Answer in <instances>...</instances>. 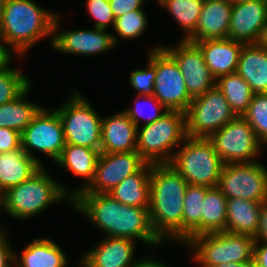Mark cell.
<instances>
[{
  "label": "cell",
  "instance_id": "obj_1",
  "mask_svg": "<svg viewBox=\"0 0 267 267\" xmlns=\"http://www.w3.org/2000/svg\"><path fill=\"white\" fill-rule=\"evenodd\" d=\"M71 206L103 230L105 237L140 240L148 246L163 242L153 230L149 208L121 204L108 193L77 194Z\"/></svg>",
  "mask_w": 267,
  "mask_h": 267
},
{
  "label": "cell",
  "instance_id": "obj_2",
  "mask_svg": "<svg viewBox=\"0 0 267 267\" xmlns=\"http://www.w3.org/2000/svg\"><path fill=\"white\" fill-rule=\"evenodd\" d=\"M150 182V220L163 241L182 244V217L188 183L169 164H152Z\"/></svg>",
  "mask_w": 267,
  "mask_h": 267
},
{
  "label": "cell",
  "instance_id": "obj_3",
  "mask_svg": "<svg viewBox=\"0 0 267 267\" xmlns=\"http://www.w3.org/2000/svg\"><path fill=\"white\" fill-rule=\"evenodd\" d=\"M56 15L32 0H6L0 39L20 58L47 36H50L52 47Z\"/></svg>",
  "mask_w": 267,
  "mask_h": 267
},
{
  "label": "cell",
  "instance_id": "obj_4",
  "mask_svg": "<svg viewBox=\"0 0 267 267\" xmlns=\"http://www.w3.org/2000/svg\"><path fill=\"white\" fill-rule=\"evenodd\" d=\"M42 167L30 179L9 188L0 197V208L9 216L26 220L42 213L48 206L63 200L72 204L71 190L57 183Z\"/></svg>",
  "mask_w": 267,
  "mask_h": 267
},
{
  "label": "cell",
  "instance_id": "obj_5",
  "mask_svg": "<svg viewBox=\"0 0 267 267\" xmlns=\"http://www.w3.org/2000/svg\"><path fill=\"white\" fill-rule=\"evenodd\" d=\"M140 128H137L136 151L147 163L169 164L175 153L171 150L187 137L186 114L167 111L158 120Z\"/></svg>",
  "mask_w": 267,
  "mask_h": 267
},
{
  "label": "cell",
  "instance_id": "obj_6",
  "mask_svg": "<svg viewBox=\"0 0 267 267\" xmlns=\"http://www.w3.org/2000/svg\"><path fill=\"white\" fill-rule=\"evenodd\" d=\"M169 165L188 184L216 187L223 167L219 155L208 138L186 137ZM176 150V151H175Z\"/></svg>",
  "mask_w": 267,
  "mask_h": 267
},
{
  "label": "cell",
  "instance_id": "obj_7",
  "mask_svg": "<svg viewBox=\"0 0 267 267\" xmlns=\"http://www.w3.org/2000/svg\"><path fill=\"white\" fill-rule=\"evenodd\" d=\"M254 245L250 235L225 231L198 235L186 244L193 251V260L202 267L253 261Z\"/></svg>",
  "mask_w": 267,
  "mask_h": 267
},
{
  "label": "cell",
  "instance_id": "obj_8",
  "mask_svg": "<svg viewBox=\"0 0 267 267\" xmlns=\"http://www.w3.org/2000/svg\"><path fill=\"white\" fill-rule=\"evenodd\" d=\"M80 94L74 91L62 106L55 109L63 125L65 144L100 150L102 118Z\"/></svg>",
  "mask_w": 267,
  "mask_h": 267
},
{
  "label": "cell",
  "instance_id": "obj_9",
  "mask_svg": "<svg viewBox=\"0 0 267 267\" xmlns=\"http://www.w3.org/2000/svg\"><path fill=\"white\" fill-rule=\"evenodd\" d=\"M185 114L187 136L194 138H209L236 117L217 86L193 98Z\"/></svg>",
  "mask_w": 267,
  "mask_h": 267
},
{
  "label": "cell",
  "instance_id": "obj_10",
  "mask_svg": "<svg viewBox=\"0 0 267 267\" xmlns=\"http://www.w3.org/2000/svg\"><path fill=\"white\" fill-rule=\"evenodd\" d=\"M149 52L148 59L156 66L154 96L167 111L186 113L193 98L177 63L162 46H155Z\"/></svg>",
  "mask_w": 267,
  "mask_h": 267
},
{
  "label": "cell",
  "instance_id": "obj_11",
  "mask_svg": "<svg viewBox=\"0 0 267 267\" xmlns=\"http://www.w3.org/2000/svg\"><path fill=\"white\" fill-rule=\"evenodd\" d=\"M217 187L227 199L267 201V168L258 161L223 164Z\"/></svg>",
  "mask_w": 267,
  "mask_h": 267
},
{
  "label": "cell",
  "instance_id": "obj_12",
  "mask_svg": "<svg viewBox=\"0 0 267 267\" xmlns=\"http://www.w3.org/2000/svg\"><path fill=\"white\" fill-rule=\"evenodd\" d=\"M208 139L223 164L255 162L263 147L243 116H236Z\"/></svg>",
  "mask_w": 267,
  "mask_h": 267
},
{
  "label": "cell",
  "instance_id": "obj_13",
  "mask_svg": "<svg viewBox=\"0 0 267 267\" xmlns=\"http://www.w3.org/2000/svg\"><path fill=\"white\" fill-rule=\"evenodd\" d=\"M21 147L41 165V161L34 157V150L48 155L56 162L65 147L63 125L58 112L43 106L21 133Z\"/></svg>",
  "mask_w": 267,
  "mask_h": 267
},
{
  "label": "cell",
  "instance_id": "obj_14",
  "mask_svg": "<svg viewBox=\"0 0 267 267\" xmlns=\"http://www.w3.org/2000/svg\"><path fill=\"white\" fill-rule=\"evenodd\" d=\"M146 163L137 151L100 153L93 181L79 194L110 193Z\"/></svg>",
  "mask_w": 267,
  "mask_h": 267
},
{
  "label": "cell",
  "instance_id": "obj_15",
  "mask_svg": "<svg viewBox=\"0 0 267 267\" xmlns=\"http://www.w3.org/2000/svg\"><path fill=\"white\" fill-rule=\"evenodd\" d=\"M162 48L177 63L192 98L203 95L206 91L216 86L217 79L207 67L199 46L188 40H181L176 47Z\"/></svg>",
  "mask_w": 267,
  "mask_h": 267
},
{
  "label": "cell",
  "instance_id": "obj_16",
  "mask_svg": "<svg viewBox=\"0 0 267 267\" xmlns=\"http://www.w3.org/2000/svg\"><path fill=\"white\" fill-rule=\"evenodd\" d=\"M59 14L54 19L52 47L55 51L76 55L101 54L117 46L119 40L105 29H79L59 32Z\"/></svg>",
  "mask_w": 267,
  "mask_h": 267
},
{
  "label": "cell",
  "instance_id": "obj_17",
  "mask_svg": "<svg viewBox=\"0 0 267 267\" xmlns=\"http://www.w3.org/2000/svg\"><path fill=\"white\" fill-rule=\"evenodd\" d=\"M266 33V0L233 4L227 39L244 44H259L264 42Z\"/></svg>",
  "mask_w": 267,
  "mask_h": 267
},
{
  "label": "cell",
  "instance_id": "obj_18",
  "mask_svg": "<svg viewBox=\"0 0 267 267\" xmlns=\"http://www.w3.org/2000/svg\"><path fill=\"white\" fill-rule=\"evenodd\" d=\"M134 242L137 241L106 236L83 255L79 264L81 267H133L137 260Z\"/></svg>",
  "mask_w": 267,
  "mask_h": 267
},
{
  "label": "cell",
  "instance_id": "obj_19",
  "mask_svg": "<svg viewBox=\"0 0 267 267\" xmlns=\"http://www.w3.org/2000/svg\"><path fill=\"white\" fill-rule=\"evenodd\" d=\"M137 126L124 112L102 118L100 153L136 151Z\"/></svg>",
  "mask_w": 267,
  "mask_h": 267
},
{
  "label": "cell",
  "instance_id": "obj_20",
  "mask_svg": "<svg viewBox=\"0 0 267 267\" xmlns=\"http://www.w3.org/2000/svg\"><path fill=\"white\" fill-rule=\"evenodd\" d=\"M232 6L229 0H204L195 33L188 41L227 39Z\"/></svg>",
  "mask_w": 267,
  "mask_h": 267
},
{
  "label": "cell",
  "instance_id": "obj_21",
  "mask_svg": "<svg viewBox=\"0 0 267 267\" xmlns=\"http://www.w3.org/2000/svg\"><path fill=\"white\" fill-rule=\"evenodd\" d=\"M194 43L199 46L207 67L216 79L236 72L244 43L231 39H213Z\"/></svg>",
  "mask_w": 267,
  "mask_h": 267
},
{
  "label": "cell",
  "instance_id": "obj_22",
  "mask_svg": "<svg viewBox=\"0 0 267 267\" xmlns=\"http://www.w3.org/2000/svg\"><path fill=\"white\" fill-rule=\"evenodd\" d=\"M236 72L254 94L267 93V46L264 43L244 44Z\"/></svg>",
  "mask_w": 267,
  "mask_h": 267
},
{
  "label": "cell",
  "instance_id": "obj_23",
  "mask_svg": "<svg viewBox=\"0 0 267 267\" xmlns=\"http://www.w3.org/2000/svg\"><path fill=\"white\" fill-rule=\"evenodd\" d=\"M42 167L23 149L0 153V196L9 188L30 179Z\"/></svg>",
  "mask_w": 267,
  "mask_h": 267
},
{
  "label": "cell",
  "instance_id": "obj_24",
  "mask_svg": "<svg viewBox=\"0 0 267 267\" xmlns=\"http://www.w3.org/2000/svg\"><path fill=\"white\" fill-rule=\"evenodd\" d=\"M100 150L90 149L84 146L65 144L61 156L55 164L66 168L75 176L86 179L87 184L71 191V199L90 185L95 176L96 164Z\"/></svg>",
  "mask_w": 267,
  "mask_h": 267
},
{
  "label": "cell",
  "instance_id": "obj_25",
  "mask_svg": "<svg viewBox=\"0 0 267 267\" xmlns=\"http://www.w3.org/2000/svg\"><path fill=\"white\" fill-rule=\"evenodd\" d=\"M13 255L14 267H66L67 255L49 238H36L22 251L19 258Z\"/></svg>",
  "mask_w": 267,
  "mask_h": 267
},
{
  "label": "cell",
  "instance_id": "obj_26",
  "mask_svg": "<svg viewBox=\"0 0 267 267\" xmlns=\"http://www.w3.org/2000/svg\"><path fill=\"white\" fill-rule=\"evenodd\" d=\"M261 202L242 198L227 199L226 232L256 236L259 227Z\"/></svg>",
  "mask_w": 267,
  "mask_h": 267
},
{
  "label": "cell",
  "instance_id": "obj_27",
  "mask_svg": "<svg viewBox=\"0 0 267 267\" xmlns=\"http://www.w3.org/2000/svg\"><path fill=\"white\" fill-rule=\"evenodd\" d=\"M151 169L152 164L146 163L139 171L129 175L108 194L121 204L149 208Z\"/></svg>",
  "mask_w": 267,
  "mask_h": 267
},
{
  "label": "cell",
  "instance_id": "obj_28",
  "mask_svg": "<svg viewBox=\"0 0 267 267\" xmlns=\"http://www.w3.org/2000/svg\"><path fill=\"white\" fill-rule=\"evenodd\" d=\"M206 186L188 184L185 190L182 217V244L202 235L203 202Z\"/></svg>",
  "mask_w": 267,
  "mask_h": 267
},
{
  "label": "cell",
  "instance_id": "obj_29",
  "mask_svg": "<svg viewBox=\"0 0 267 267\" xmlns=\"http://www.w3.org/2000/svg\"><path fill=\"white\" fill-rule=\"evenodd\" d=\"M31 85L15 100L0 105V127L10 128L22 133L42 108L39 104L27 101Z\"/></svg>",
  "mask_w": 267,
  "mask_h": 267
},
{
  "label": "cell",
  "instance_id": "obj_30",
  "mask_svg": "<svg viewBox=\"0 0 267 267\" xmlns=\"http://www.w3.org/2000/svg\"><path fill=\"white\" fill-rule=\"evenodd\" d=\"M227 198L216 187H206L203 202L202 234L226 232Z\"/></svg>",
  "mask_w": 267,
  "mask_h": 267
},
{
  "label": "cell",
  "instance_id": "obj_31",
  "mask_svg": "<svg viewBox=\"0 0 267 267\" xmlns=\"http://www.w3.org/2000/svg\"><path fill=\"white\" fill-rule=\"evenodd\" d=\"M216 86L223 93L235 115L243 116L254 94L250 85L237 72H234L220 76Z\"/></svg>",
  "mask_w": 267,
  "mask_h": 267
},
{
  "label": "cell",
  "instance_id": "obj_32",
  "mask_svg": "<svg viewBox=\"0 0 267 267\" xmlns=\"http://www.w3.org/2000/svg\"><path fill=\"white\" fill-rule=\"evenodd\" d=\"M204 0H158L160 7H164L178 25L185 32L182 40H188L196 30V25L201 13Z\"/></svg>",
  "mask_w": 267,
  "mask_h": 267
},
{
  "label": "cell",
  "instance_id": "obj_33",
  "mask_svg": "<svg viewBox=\"0 0 267 267\" xmlns=\"http://www.w3.org/2000/svg\"><path fill=\"white\" fill-rule=\"evenodd\" d=\"M31 80L16 68L7 66L0 71V105L15 100L29 86Z\"/></svg>",
  "mask_w": 267,
  "mask_h": 267
},
{
  "label": "cell",
  "instance_id": "obj_34",
  "mask_svg": "<svg viewBox=\"0 0 267 267\" xmlns=\"http://www.w3.org/2000/svg\"><path fill=\"white\" fill-rule=\"evenodd\" d=\"M243 117L254 130L257 139L267 145V93L253 94Z\"/></svg>",
  "mask_w": 267,
  "mask_h": 267
},
{
  "label": "cell",
  "instance_id": "obj_35",
  "mask_svg": "<svg viewBox=\"0 0 267 267\" xmlns=\"http://www.w3.org/2000/svg\"><path fill=\"white\" fill-rule=\"evenodd\" d=\"M134 103L135 107L128 108L123 111L134 122L137 128L140 127V117L144 118L145 121L143 125H146L154 122L155 120H158L164 113L167 112L166 108L159 102V100L154 95L153 96L137 95ZM148 104L149 106L151 104L153 105L154 112L153 111L150 112V110L148 112L145 111V109H147L148 107L147 106ZM150 108L152 107L150 106ZM162 109L164 111H162Z\"/></svg>",
  "mask_w": 267,
  "mask_h": 267
},
{
  "label": "cell",
  "instance_id": "obj_36",
  "mask_svg": "<svg viewBox=\"0 0 267 267\" xmlns=\"http://www.w3.org/2000/svg\"><path fill=\"white\" fill-rule=\"evenodd\" d=\"M146 13L143 9L133 10L126 15H122L115 19L114 31L119 37L133 39L140 37L148 27Z\"/></svg>",
  "mask_w": 267,
  "mask_h": 267
},
{
  "label": "cell",
  "instance_id": "obj_37",
  "mask_svg": "<svg viewBox=\"0 0 267 267\" xmlns=\"http://www.w3.org/2000/svg\"><path fill=\"white\" fill-rule=\"evenodd\" d=\"M147 68L136 69L129 76L130 86L138 91L137 95L153 96L156 66L148 59Z\"/></svg>",
  "mask_w": 267,
  "mask_h": 267
},
{
  "label": "cell",
  "instance_id": "obj_38",
  "mask_svg": "<svg viewBox=\"0 0 267 267\" xmlns=\"http://www.w3.org/2000/svg\"><path fill=\"white\" fill-rule=\"evenodd\" d=\"M88 13L96 20L94 28L105 29L114 26L115 18L113 16L109 0H87Z\"/></svg>",
  "mask_w": 267,
  "mask_h": 267
},
{
  "label": "cell",
  "instance_id": "obj_39",
  "mask_svg": "<svg viewBox=\"0 0 267 267\" xmlns=\"http://www.w3.org/2000/svg\"><path fill=\"white\" fill-rule=\"evenodd\" d=\"M22 149L21 133L10 128L0 127V153Z\"/></svg>",
  "mask_w": 267,
  "mask_h": 267
},
{
  "label": "cell",
  "instance_id": "obj_40",
  "mask_svg": "<svg viewBox=\"0 0 267 267\" xmlns=\"http://www.w3.org/2000/svg\"><path fill=\"white\" fill-rule=\"evenodd\" d=\"M145 0H109V4L115 19L126 15L133 10L143 9Z\"/></svg>",
  "mask_w": 267,
  "mask_h": 267
},
{
  "label": "cell",
  "instance_id": "obj_41",
  "mask_svg": "<svg viewBox=\"0 0 267 267\" xmlns=\"http://www.w3.org/2000/svg\"><path fill=\"white\" fill-rule=\"evenodd\" d=\"M253 261L255 267H267V242L255 241Z\"/></svg>",
  "mask_w": 267,
  "mask_h": 267
},
{
  "label": "cell",
  "instance_id": "obj_42",
  "mask_svg": "<svg viewBox=\"0 0 267 267\" xmlns=\"http://www.w3.org/2000/svg\"><path fill=\"white\" fill-rule=\"evenodd\" d=\"M254 239L255 241L267 242V201L262 203L258 232Z\"/></svg>",
  "mask_w": 267,
  "mask_h": 267
},
{
  "label": "cell",
  "instance_id": "obj_43",
  "mask_svg": "<svg viewBox=\"0 0 267 267\" xmlns=\"http://www.w3.org/2000/svg\"><path fill=\"white\" fill-rule=\"evenodd\" d=\"M7 238L0 244V267L13 266V255L16 254L10 248Z\"/></svg>",
  "mask_w": 267,
  "mask_h": 267
},
{
  "label": "cell",
  "instance_id": "obj_44",
  "mask_svg": "<svg viewBox=\"0 0 267 267\" xmlns=\"http://www.w3.org/2000/svg\"><path fill=\"white\" fill-rule=\"evenodd\" d=\"M12 53L5 43L0 39V71L4 70L7 66L10 65L12 61Z\"/></svg>",
  "mask_w": 267,
  "mask_h": 267
},
{
  "label": "cell",
  "instance_id": "obj_45",
  "mask_svg": "<svg viewBox=\"0 0 267 267\" xmlns=\"http://www.w3.org/2000/svg\"><path fill=\"white\" fill-rule=\"evenodd\" d=\"M133 267H168V265H165L158 260H154L153 258L148 257L147 259L143 258L136 260Z\"/></svg>",
  "mask_w": 267,
  "mask_h": 267
},
{
  "label": "cell",
  "instance_id": "obj_46",
  "mask_svg": "<svg viewBox=\"0 0 267 267\" xmlns=\"http://www.w3.org/2000/svg\"><path fill=\"white\" fill-rule=\"evenodd\" d=\"M214 267H255L254 261H248L243 263L229 262L225 264L216 265Z\"/></svg>",
  "mask_w": 267,
  "mask_h": 267
},
{
  "label": "cell",
  "instance_id": "obj_47",
  "mask_svg": "<svg viewBox=\"0 0 267 267\" xmlns=\"http://www.w3.org/2000/svg\"><path fill=\"white\" fill-rule=\"evenodd\" d=\"M5 229L0 226V244L7 238V231H4Z\"/></svg>",
  "mask_w": 267,
  "mask_h": 267
},
{
  "label": "cell",
  "instance_id": "obj_48",
  "mask_svg": "<svg viewBox=\"0 0 267 267\" xmlns=\"http://www.w3.org/2000/svg\"><path fill=\"white\" fill-rule=\"evenodd\" d=\"M6 0H0V27L2 24V18H3V10H4V4Z\"/></svg>",
  "mask_w": 267,
  "mask_h": 267
},
{
  "label": "cell",
  "instance_id": "obj_49",
  "mask_svg": "<svg viewBox=\"0 0 267 267\" xmlns=\"http://www.w3.org/2000/svg\"><path fill=\"white\" fill-rule=\"evenodd\" d=\"M229 1L232 2L233 4H235V3H241V2H248L251 0H229Z\"/></svg>",
  "mask_w": 267,
  "mask_h": 267
},
{
  "label": "cell",
  "instance_id": "obj_50",
  "mask_svg": "<svg viewBox=\"0 0 267 267\" xmlns=\"http://www.w3.org/2000/svg\"><path fill=\"white\" fill-rule=\"evenodd\" d=\"M263 43L267 46V33H266V36H265V39H264Z\"/></svg>",
  "mask_w": 267,
  "mask_h": 267
}]
</instances>
